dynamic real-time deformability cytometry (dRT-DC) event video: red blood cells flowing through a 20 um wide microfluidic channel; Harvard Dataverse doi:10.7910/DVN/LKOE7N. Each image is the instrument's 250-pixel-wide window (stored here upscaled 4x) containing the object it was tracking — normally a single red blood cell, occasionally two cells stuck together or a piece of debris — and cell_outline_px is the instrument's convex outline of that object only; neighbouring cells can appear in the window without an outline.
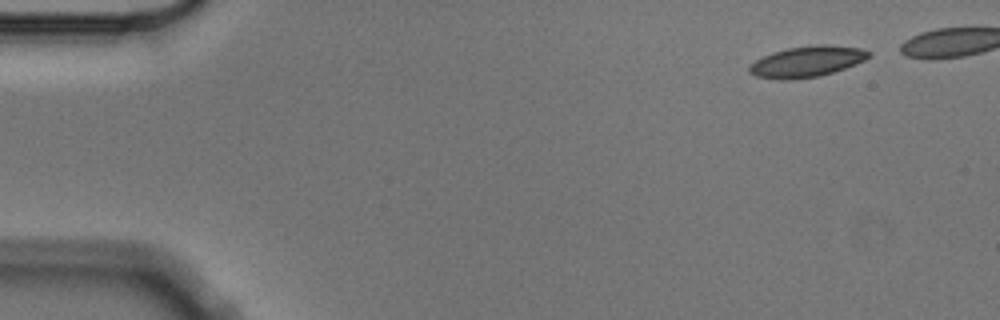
{"species": "Egyptian fruit bat (a non-hibernating species)", "species_latin": "Rousettus aegyptiacus", "temperature_condition": "cold", "stored_images_in_passage": 5, "camera_frame_rate_fps": 3000, "um_per_image_px": 0.085, "animal": {"sex": "male"}, "frame": {"image": 1, "passage_image": 1, "time_ms": 0.0, "image_size_px": [1000, 320], "cell_outline_px": [[872, 56], [864, 60], [844, 68], [820, 76], [780, 80], [756, 76], [748, 72], [748, 68], [756, 60], [772, 52], [788, 48], [812, 44], [828, 44], [860, 48], [872, 52]], "centroid_in_image_um": [68.61, 5.21], "position_along_channel_um": 16.4, "area_um2": 21.44}}